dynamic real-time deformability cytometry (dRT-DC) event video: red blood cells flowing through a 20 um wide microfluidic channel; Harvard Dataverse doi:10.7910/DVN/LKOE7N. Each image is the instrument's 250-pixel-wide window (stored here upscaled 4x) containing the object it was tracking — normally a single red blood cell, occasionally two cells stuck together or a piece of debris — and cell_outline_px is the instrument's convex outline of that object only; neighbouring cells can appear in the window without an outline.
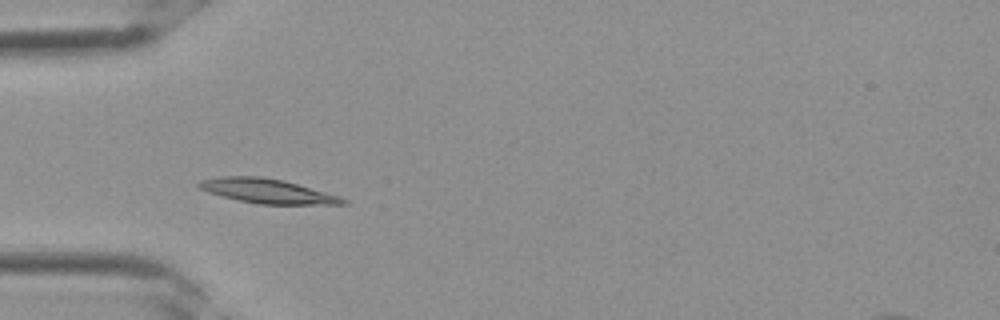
{"species": "Egyptian fruit bat (a non-hibernating species)", "species_latin": "Rousettus aegyptiacus", "temperature_condition": "room temperature", "stored_images_in_passage": 3, "camera_frame_rate_fps": 3000, "um_per_image_px": 0.085, "frame": {"image": 1, "passage_image": 3, "time_ms": 0.667, "image_size_px": [1000, 320], "cell_outline_px": [[348, 204], [260, 204], [240, 200], [208, 192], [200, 188], [196, 184], [200, 180], [220, 176], [260, 176], [284, 180], [340, 196], [348, 200]], "centroid_in_image_um": [22.74, 16.23], "position_along_channel_um": 62.3, "area_um2": 20.35}}